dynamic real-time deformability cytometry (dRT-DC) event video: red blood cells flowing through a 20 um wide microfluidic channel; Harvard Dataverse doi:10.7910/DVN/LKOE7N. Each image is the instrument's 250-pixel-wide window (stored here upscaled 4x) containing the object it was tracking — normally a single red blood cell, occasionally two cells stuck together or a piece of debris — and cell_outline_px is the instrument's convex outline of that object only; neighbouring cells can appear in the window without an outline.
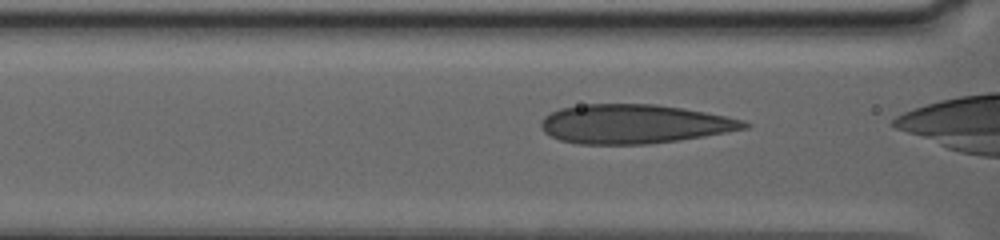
{"species": "human", "species_latin": "Homo sapiens", "temperature_condition": "warm", "stored_images_in_passage": 59, "camera_frame_rate_fps": 3000, "um_per_image_px": 0.085, "donor": {"sex": "female"}, "frame": {"image": 1, "passage_image": 10, "time_ms": 1.667, "image_size_px": [1000, 240], "cell_outline_px": [[752, 124], [748, 128], [728, 132], [680, 140], [648, 144], [576, 144], [560, 140], [544, 132], [540, 128], [540, 124], [544, 116], [560, 108], [588, 104], [656, 104], [704, 112], [744, 120]], "centroid_in_image_um": [53.9, 10.54], "position_along_channel_um": 112.7, "area_um2": 46.24}}
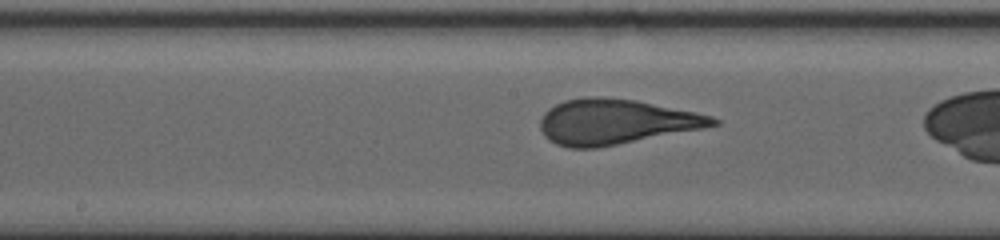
{"frame": {"image": 2, "passage_image": 25, "time_ms": 4.333, "image_size_px": [1000, 240], "cell_outline_px": [[720, 124], [700, 128], [596, 148], [568, 148], [556, 144], [548, 140], [544, 136], [540, 128], [540, 120], [544, 112], [548, 108], [564, 100], [584, 96], [596, 96], [636, 100], [696, 112], [712, 116], [720, 120]], "centroid_in_image_um": [52.26, 10.34], "position_along_channel_um": 195.9, "area_um2": 45.2}}
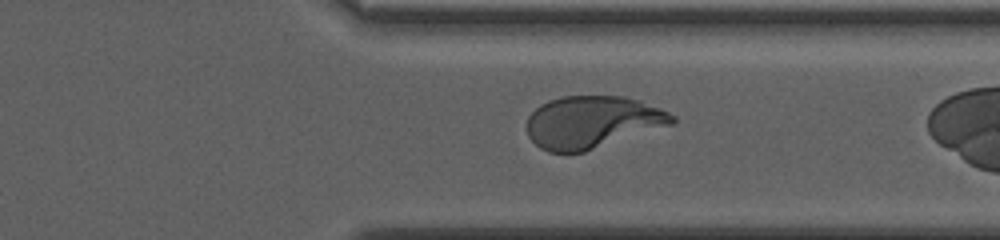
{"frame": {"image": 3, "passage_image": 56, "time_ms": 9.667, "image_size_px": [1000, 240], "cell_outline_px": [[676, 120], [672, 124], [584, 152], [548, 152], [540, 148], [528, 136], [528, 116], [540, 104], [548, 100], [564, 96], [624, 96], [640, 100], [660, 108], [676, 116]], "centroid_in_image_um": [50.34, 10.37], "position_along_channel_um": 361.1, "area_um2": 44.1}}